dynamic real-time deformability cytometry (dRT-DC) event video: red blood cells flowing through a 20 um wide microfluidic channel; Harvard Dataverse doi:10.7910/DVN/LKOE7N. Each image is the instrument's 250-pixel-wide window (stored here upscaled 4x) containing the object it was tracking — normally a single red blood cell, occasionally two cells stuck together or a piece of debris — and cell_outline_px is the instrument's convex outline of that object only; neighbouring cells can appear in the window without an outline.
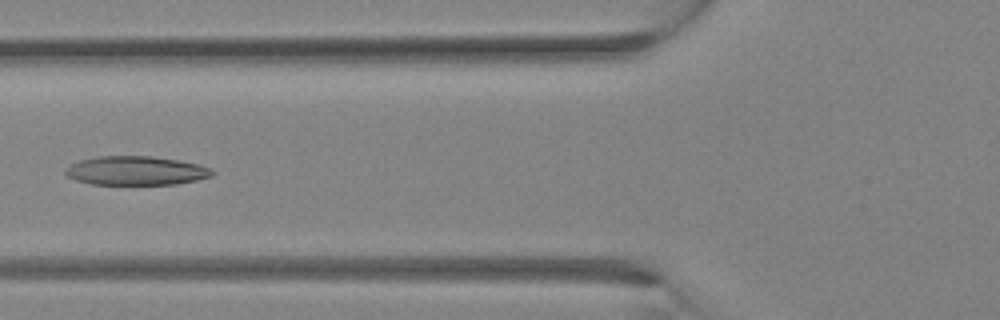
{"species": "Egyptian fruit bat (a non-hibernating species)", "species_latin": "Rousettus aegyptiacus", "temperature_condition": "room temperature", "stored_images_in_passage": 24, "camera_frame_rate_fps": 3000, "um_per_image_px": 0.085, "animal": {"sex": "female"}, "frame": {"image": 1, "passage_image": 13, "time_ms": 4.0, "image_size_px": [1000, 320], "cell_outline_px": [[216, 172], [212, 176], [196, 180], [176, 184], [92, 184], [76, 180], [68, 176], [64, 172], [64, 168], [80, 160], [96, 156], [152, 156], [200, 164], [212, 168]], "centroid_in_image_um": [11.58, 14.5], "position_along_channel_um": 114.2, "area_um2": 24.8}}
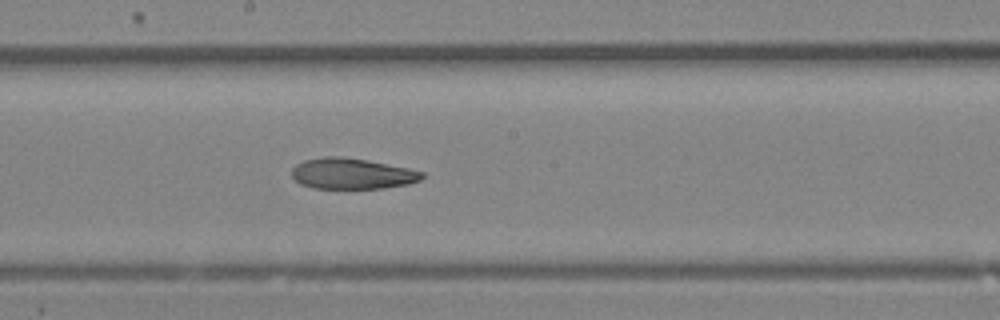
{"frame": {"image": 2, "passage_image": 18, "time_ms": 5.667, "image_size_px": [1000, 320], "cell_outline_px": [[424, 176], [420, 180], [408, 184], [384, 188], [312, 188], [300, 184], [292, 176], [292, 168], [296, 164], [304, 160], [324, 156], [340, 156], [368, 160], [408, 168], [424, 172]], "centroid_in_image_um": [29.91, 14.75], "position_along_channel_um": 218.3, "area_um2": 23.47}}
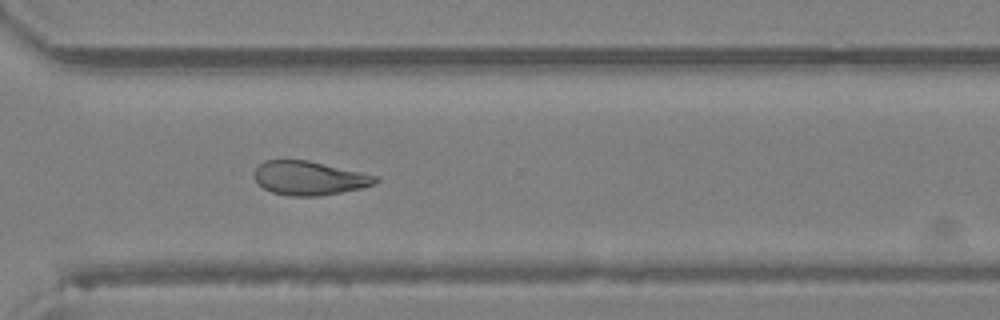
{"frame": {"image": 3, "passage_image": 24, "time_ms": 7.667, "image_size_px": [1000, 320], "cell_outline_px": [[380, 180], [376, 184], [360, 188], [340, 192], [316, 196], [288, 196], [272, 192], [264, 188], [256, 180], [256, 168], [264, 160], [308, 160], [380, 176]], "centroid_in_image_um": [26.34, 15.13], "position_along_channel_um": 344.3, "area_um2": 23.81}}